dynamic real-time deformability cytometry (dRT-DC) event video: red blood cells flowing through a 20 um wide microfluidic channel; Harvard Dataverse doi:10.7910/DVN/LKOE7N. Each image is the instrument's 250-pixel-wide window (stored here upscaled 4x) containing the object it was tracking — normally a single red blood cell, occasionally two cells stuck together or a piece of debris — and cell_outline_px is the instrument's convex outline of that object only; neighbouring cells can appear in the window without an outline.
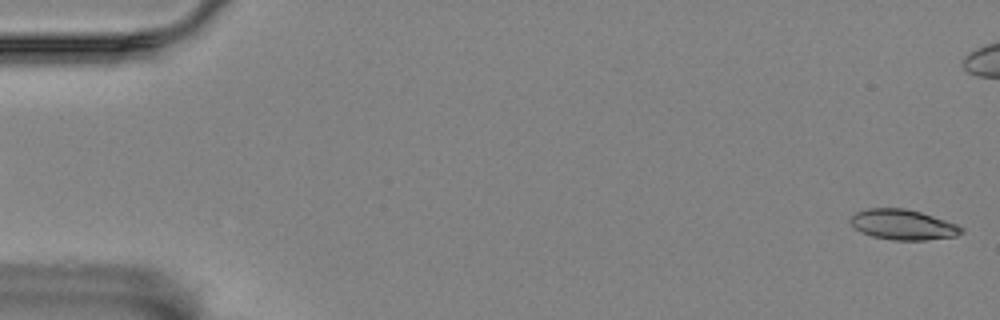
{"species": "Egyptian fruit bat (a non-hibernating species)", "species_latin": "Rousettus aegyptiacus", "temperature_condition": "room temperature", "stored_images_in_passage": 3, "segment_of_instrument_passage": [2, 2], "camera_frame_rate_fps": 3000, "um_per_image_px": 0.085, "animal": {"sex": "female"}, "frame": {"image": 1, "passage_image": 3, "time_ms": 3.0, "image_size_px": [1000, 320], "cell_outline_px": [[964, 232], [956, 236], [924, 240], [896, 240], [872, 236], [860, 232], [852, 224], [852, 216], [856, 212], [868, 208], [904, 208], [920, 212], [956, 224], [964, 228]], "centroid_in_image_um": [76.77, 19.1], "position_along_channel_um": 8.2, "area_um2": 19.31}}